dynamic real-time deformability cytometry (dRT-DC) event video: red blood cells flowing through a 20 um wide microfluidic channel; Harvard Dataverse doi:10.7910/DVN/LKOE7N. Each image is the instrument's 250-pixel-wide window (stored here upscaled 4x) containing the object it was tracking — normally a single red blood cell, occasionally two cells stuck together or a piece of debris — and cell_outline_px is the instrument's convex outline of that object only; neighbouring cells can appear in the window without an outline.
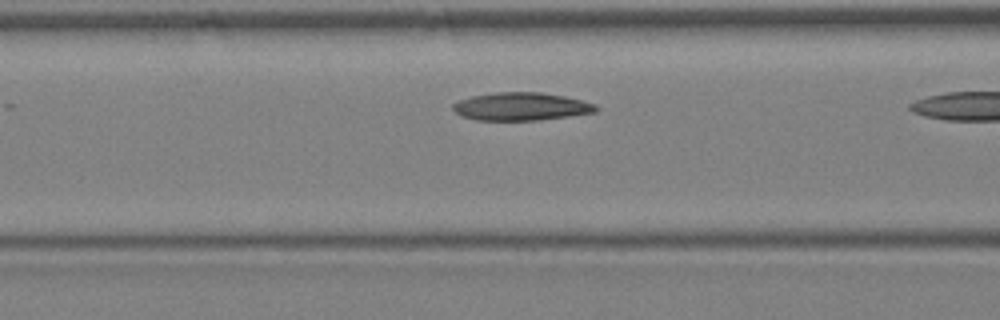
{"species": "Egyptian fruit bat (a non-hibernating species)", "species_latin": "Rousettus aegyptiacus", "temperature_condition": "warm", "stored_images_in_passage": 8, "camera_frame_rate_fps": 3000, "um_per_image_px": 0.085, "animal": {"sex": "female"}, "frame": {"image": 1, "passage_image": 7, "time_ms": 2.0, "image_size_px": [1000, 320], "cell_outline_px": [[600, 108], [596, 112], [540, 120], [476, 120], [460, 116], [452, 108], [452, 104], [460, 100], [472, 96], [496, 92], [540, 92], [564, 96], [596, 104]], "centroid_in_image_um": [44.3, 9.05], "position_along_channel_um": 122.3, "area_um2": 23.29}}